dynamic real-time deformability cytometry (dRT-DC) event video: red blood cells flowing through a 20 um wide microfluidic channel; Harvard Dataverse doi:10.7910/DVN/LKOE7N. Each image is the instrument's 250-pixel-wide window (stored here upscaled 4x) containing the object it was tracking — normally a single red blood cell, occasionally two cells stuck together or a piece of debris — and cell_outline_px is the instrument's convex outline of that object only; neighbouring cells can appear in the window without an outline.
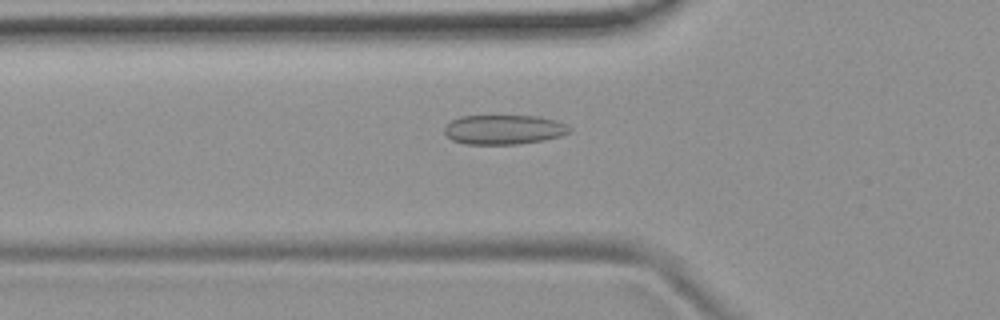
{"species": "common noctule bat (a hibernating species)", "species_latin": "Nyctalus noctula", "temperature_condition": "room temperature", "stored_images_in_passage": 35, "camera_frame_rate_fps": 3000, "um_per_image_px": 0.085, "animal": {"sex": "female", "body_mass_g": 19.9}, "frame": {"image": 1, "passage_image": 5, "time_ms": 1.333, "image_size_px": [1000, 320], "cell_outline_px": [[572, 128], [568, 132], [560, 136], [540, 140], [516, 144], [464, 144], [452, 140], [444, 132], [444, 128], [452, 120], [460, 116], [536, 116], [556, 120], [568, 124]], "centroid_in_image_um": [42.82, 11.01], "position_along_channel_um": 83.0, "area_um2": 21.39}}
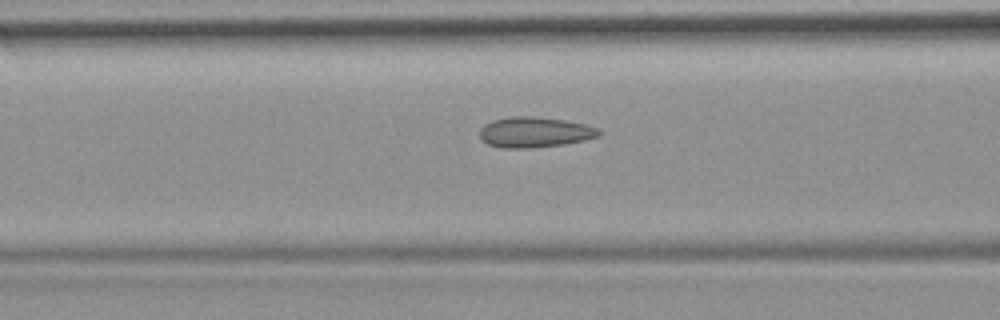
{"frame": {"image": 2, "passage_image": 8, "time_ms": 2.333, "image_size_px": [1000, 320], "cell_outline_px": [[600, 136], [584, 140], [564, 144], [532, 148], [500, 148], [488, 144], [480, 140], [480, 128], [484, 124], [492, 120], [512, 116], [532, 116], [564, 120], [584, 124], [600, 128]], "centroid_in_image_um": [45.42, 11.24], "position_along_channel_um": 121.2, "area_um2": 21.33}}
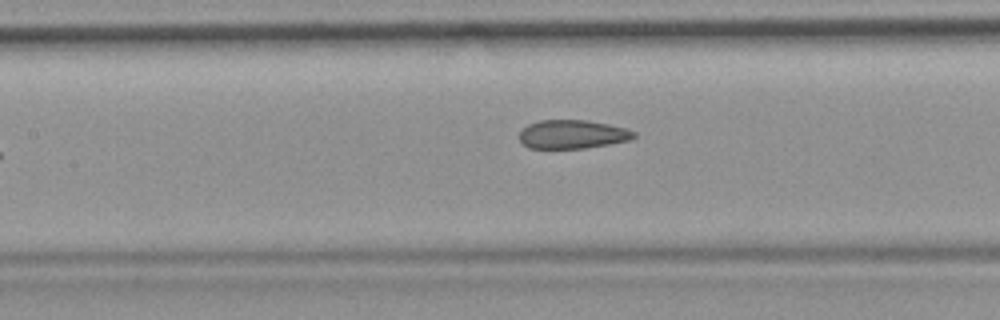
{"frame": {"image": 3, "passage_image": 11, "time_ms": 3.333, "image_size_px": [1000, 320], "cell_outline_px": [[636, 136], [628, 140], [608, 144], [584, 148], [528, 148], [520, 140], [520, 132], [528, 124], [540, 120], [588, 120], [628, 128], [636, 132]], "centroid_in_image_um": [48.67, 11.4], "position_along_channel_um": 158.7, "area_um2": 19.07}, "authors_computed_cell_mechanics": {"area_um2": 20.0566, "velocity_mm_per_s": 3.7554, "shape_relaxation_time_tau1_ms": null, "shape_relaxation_time_tau2_ms": 1.7905, "deformation_change_tau1": null, "deformation_change_tau2": 0.0644}}